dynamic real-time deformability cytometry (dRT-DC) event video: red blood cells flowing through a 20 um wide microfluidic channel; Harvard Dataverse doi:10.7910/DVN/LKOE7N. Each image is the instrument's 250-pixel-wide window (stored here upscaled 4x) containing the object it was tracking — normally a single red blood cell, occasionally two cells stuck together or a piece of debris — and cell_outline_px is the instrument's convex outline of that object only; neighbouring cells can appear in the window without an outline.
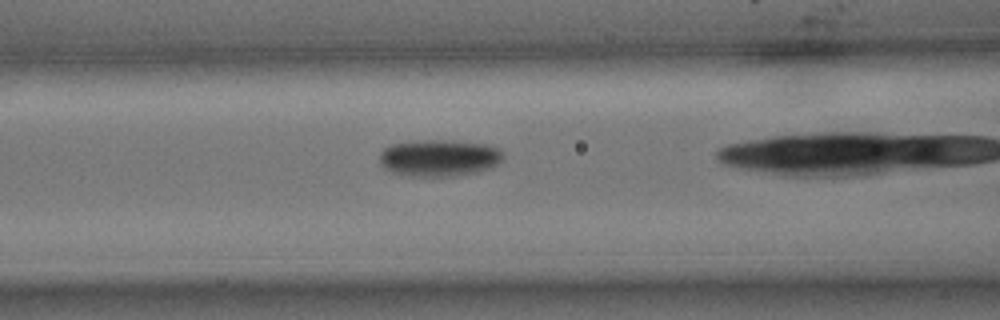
{"species": "common noctule bat (a hibernating species)", "species_latin": "Nyctalus noctula", "temperature_condition": "cold", "stored_images_in_passage": 42, "camera_frame_rate_fps": 3000, "um_per_image_px": 0.085, "animal": {"sex": "male", "body_mass_g": 15.6}, "frame": {"image": 1, "passage_image": 21, "time_ms": 6.667, "image_size_px": [1000, 320], "cell_outline_px": [[500, 160], [496, 164], [488, 168], [476, 172], [452, 176], [400, 176], [384, 168], [380, 164], [380, 152], [384, 148], [392, 144], [424, 140], [452, 140], [488, 144], [500, 148]], "centroid_in_image_um": [37.27, 13.42], "position_along_channel_um": 129.3, "area_um2": 26.47}}
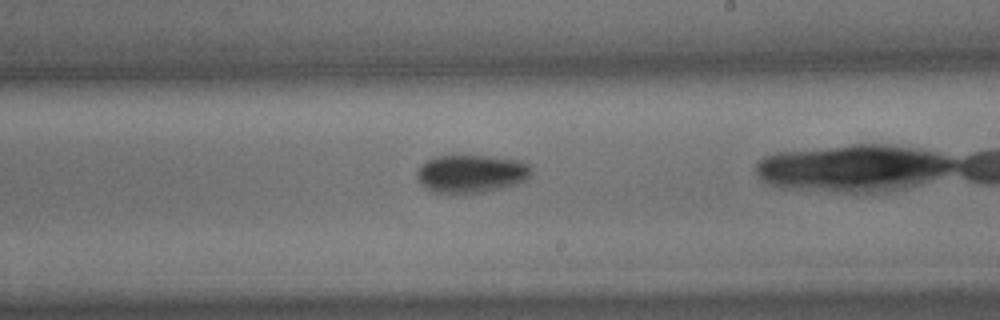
{"frame": {"image": 2, "passage_image": 31, "time_ms": 10.0, "image_size_px": [1000, 320], "cell_outline_px": [[532, 172], [524, 180], [516, 184], [484, 192], [464, 196], [456, 196], [432, 192], [416, 176], [416, 172], [428, 160], [436, 156], [488, 156], [520, 160], [532, 164]], "centroid_in_image_um": [40.08, 14.8], "position_along_channel_um": 248.9, "area_um2": 25.72}}
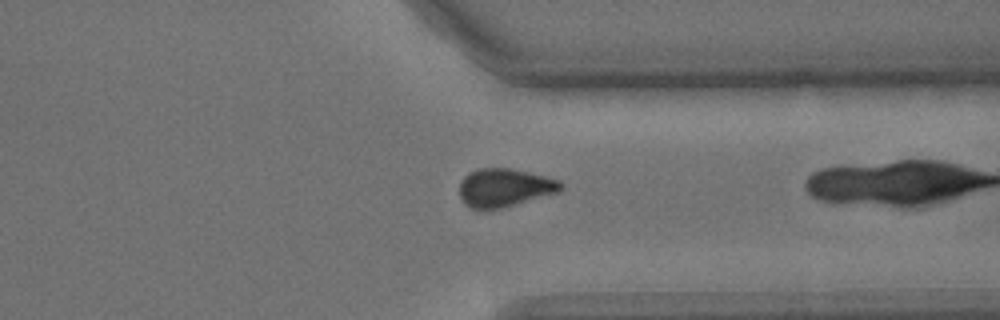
{"frame": {"image": 3, "passage_image": 41, "time_ms": 13.333, "image_size_px": [1000, 320], "cell_outline_px": [[564, 188], [556, 192], [504, 208], [484, 212], [468, 208], [464, 204], [460, 196], [460, 180], [464, 176], [480, 168], [508, 168], [528, 172], [560, 180], [564, 184]], "centroid_in_image_um": [42.84, 15.99], "position_along_channel_um": 368.6, "area_um2": 22.95}}